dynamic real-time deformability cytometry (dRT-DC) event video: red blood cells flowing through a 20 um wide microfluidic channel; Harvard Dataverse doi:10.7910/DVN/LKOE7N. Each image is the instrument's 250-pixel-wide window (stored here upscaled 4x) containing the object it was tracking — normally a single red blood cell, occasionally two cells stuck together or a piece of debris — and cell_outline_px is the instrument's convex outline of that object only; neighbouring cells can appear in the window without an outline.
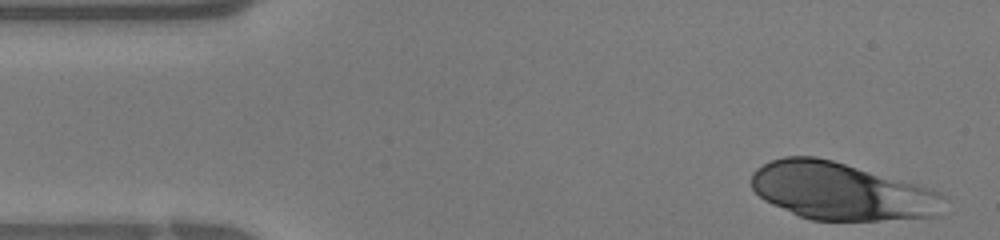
{"species": "human", "species_latin": "Homo sapiens", "temperature_condition": "warm", "stored_images_in_passage": 14, "camera_frame_rate_fps": 3000, "um_per_image_px": 0.085, "donor": {"sex": "female"}, "frame": {"image": 1, "passage_image": 1, "time_ms": 0.0, "image_size_px": [1000, 240], "cell_outline_px": [[948, 200], [940, 216], [880, 220], [812, 220], [800, 216], [772, 204], [764, 200], [752, 188], [752, 172], [756, 168], [772, 160], [784, 156], [816, 156], [832, 160], [932, 188], [940, 192]], "centroid_in_image_um": [71.56, 16.26], "position_along_channel_um": 13.4, "area_um2": 64.56}}